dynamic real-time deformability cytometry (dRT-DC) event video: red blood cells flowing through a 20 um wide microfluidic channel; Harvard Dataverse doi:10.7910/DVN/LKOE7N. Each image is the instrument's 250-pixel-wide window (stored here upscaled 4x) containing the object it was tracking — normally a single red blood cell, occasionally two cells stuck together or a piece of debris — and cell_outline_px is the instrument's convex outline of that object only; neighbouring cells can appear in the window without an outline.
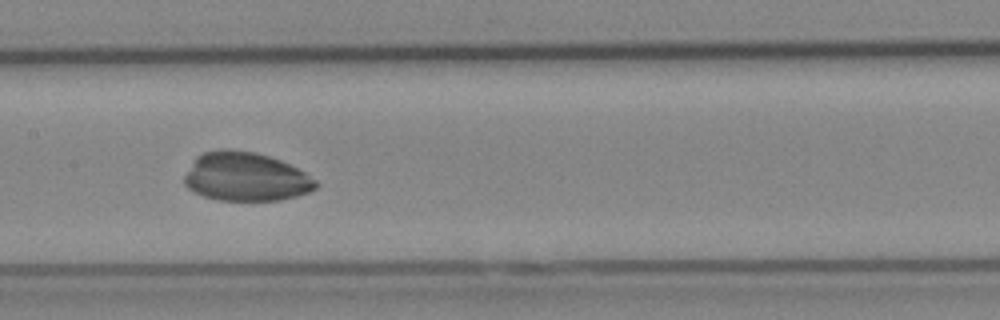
{"species": "Egyptian fruit bat (a non-hibernating species)", "species_latin": "Rousettus aegyptiacus", "temperature_condition": "cold", "stored_images_in_passage": 34, "camera_frame_rate_fps": 3000, "um_per_image_px": 0.085, "animal": {"sex": "female"}, "frame": {"image": 1, "passage_image": 17, "time_ms": 5.333, "image_size_px": [1000, 320], "cell_outline_px": [[320, 184], [316, 188], [308, 192], [296, 196], [280, 200], [220, 200], [204, 196], [192, 192], [184, 184], [184, 176], [196, 156], [204, 152], [252, 152], [268, 156], [280, 160], [304, 172], [316, 180]], "centroid_in_image_um": [20.9, 15.07], "position_along_channel_um": 186.5, "area_um2": 36.53}}
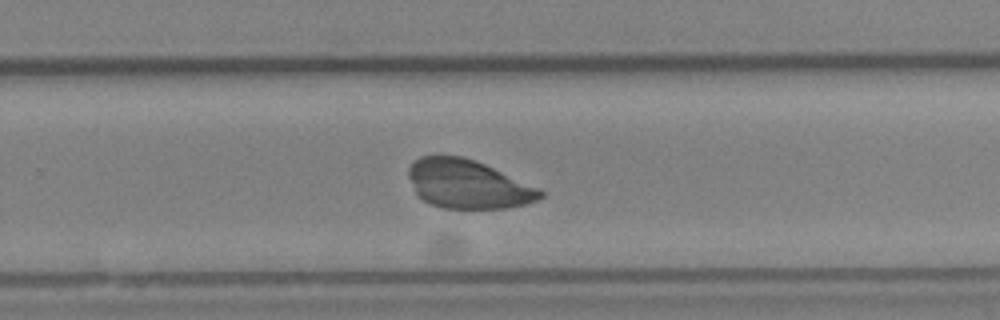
{"frame": {"image": 2, "passage_image": 25, "time_ms": 8.0, "image_size_px": [1000, 320], "cell_outline_px": [[544, 196], [536, 200], [524, 204], [504, 208], [440, 208], [424, 200], [416, 192], [408, 176], [408, 168], [420, 156], [460, 156], [484, 164], [540, 188], [544, 192]], "centroid_in_image_um": [39.78, 15.66], "position_along_channel_um": 290.0, "area_um2": 36.88}}